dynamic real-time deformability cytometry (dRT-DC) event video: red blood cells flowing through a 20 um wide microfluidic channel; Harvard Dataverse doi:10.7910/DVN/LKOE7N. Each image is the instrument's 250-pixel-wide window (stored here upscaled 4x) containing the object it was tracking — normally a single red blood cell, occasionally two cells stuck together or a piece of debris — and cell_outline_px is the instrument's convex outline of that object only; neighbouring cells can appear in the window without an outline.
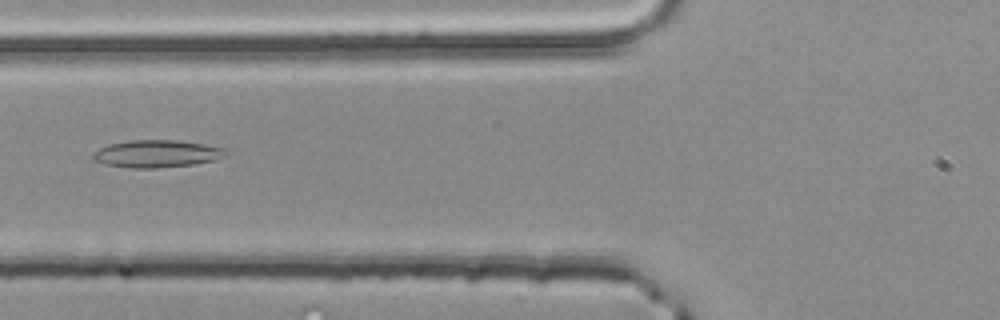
{"species": "common noctule bat (a hibernating species)", "species_latin": "Nyctalus noctula", "temperature_condition": "room temperature", "stored_images_in_passage": 4, "camera_frame_rate_fps": 3000, "um_per_image_px": 0.085, "animal": {"sex": "male", "body_mass_g": 20.4}, "frame": {"image": 1, "passage_image": 4, "time_ms": 1.0, "image_size_px": [1000, 320], "cell_outline_px": [[228, 152], [224, 156], [216, 160], [192, 164], [156, 168], [132, 168], [104, 164], [92, 160], [92, 152], [108, 144], [128, 140], [180, 140], [204, 144], [224, 148]], "centroid_in_image_um": [13.29, 13.06], "position_along_channel_um": 112.5, "area_um2": 21.33}}